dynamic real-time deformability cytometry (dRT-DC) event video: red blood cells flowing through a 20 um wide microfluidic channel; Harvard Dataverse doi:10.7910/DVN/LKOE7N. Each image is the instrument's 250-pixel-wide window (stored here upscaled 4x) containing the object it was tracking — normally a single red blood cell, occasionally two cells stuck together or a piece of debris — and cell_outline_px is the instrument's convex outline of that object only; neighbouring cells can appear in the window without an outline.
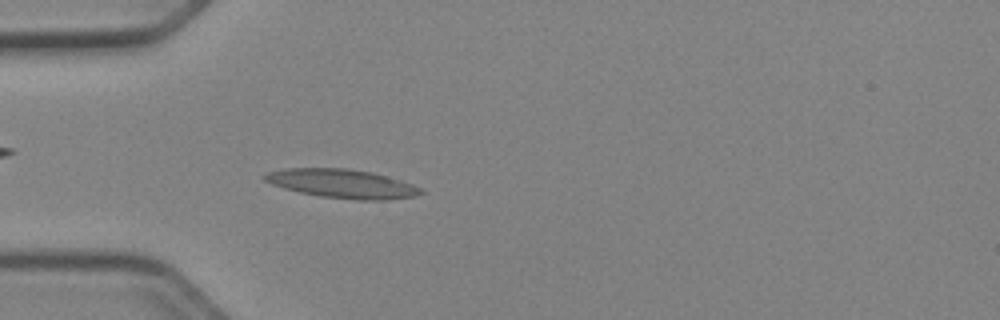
{"species": "Egyptian fruit bat (a non-hibernating species)", "species_latin": "Rousettus aegyptiacus", "temperature_condition": "cold", "stored_images_in_passage": 51, "camera_frame_rate_fps": 3000, "um_per_image_px": 0.085, "animal": {"sex": "female"}, "frame": {"image": 1, "passage_image": 15, "time_ms": 4.667, "image_size_px": [1000, 320], "cell_outline_px": [[424, 192], [412, 196], [384, 200], [356, 200], [320, 196], [300, 192], [284, 188], [272, 184], [264, 180], [264, 172], [284, 168], [348, 168], [372, 172], [412, 184], [420, 188]], "centroid_in_image_um": [29.02, 15.6], "position_along_channel_um": 56.0, "area_um2": 26.07}}
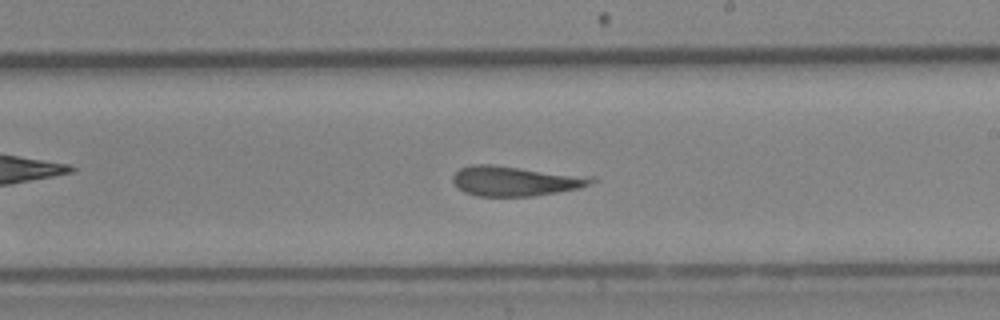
{"frame": {"image": 2, "passage_image": 30, "time_ms": 9.667, "image_size_px": [1000, 320], "cell_outline_px": [[596, 180], [580, 188], [532, 196], [476, 196], [464, 192], [452, 180], [452, 176], [460, 168], [472, 164], [492, 164], [596, 176]], "centroid_in_image_um": [43.83, 15.36], "position_along_channel_um": 245.2, "area_um2": 24.33}}
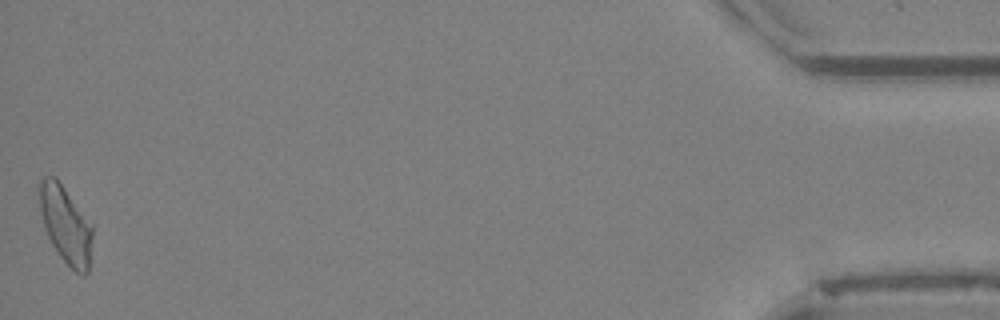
{"frame": {"image": 3, "passage_image": 51, "time_ms": 16.667, "image_size_px": [1000, 320], "cell_outline_px": [[92, 236], [88, 272], [84, 276], [76, 272], [60, 256], [52, 244], [44, 228], [40, 212], [36, 188], [40, 180], [44, 176], [56, 176], [92, 224]], "centroid_in_image_um": [5.54, 19.03], "position_along_channel_um": 429.7, "area_um2": 24.1}, "authors_computed_cell_mechanics": {"area_um2": 24.276, "velocity_mm_per_s": 3.9404, "shape_relaxation_time_tau1_ms": null, "shape_relaxation_time_tau2_ms": 3.8619, "deformation_change_tau1": null, "deformation_change_tau2": 0.1493}}